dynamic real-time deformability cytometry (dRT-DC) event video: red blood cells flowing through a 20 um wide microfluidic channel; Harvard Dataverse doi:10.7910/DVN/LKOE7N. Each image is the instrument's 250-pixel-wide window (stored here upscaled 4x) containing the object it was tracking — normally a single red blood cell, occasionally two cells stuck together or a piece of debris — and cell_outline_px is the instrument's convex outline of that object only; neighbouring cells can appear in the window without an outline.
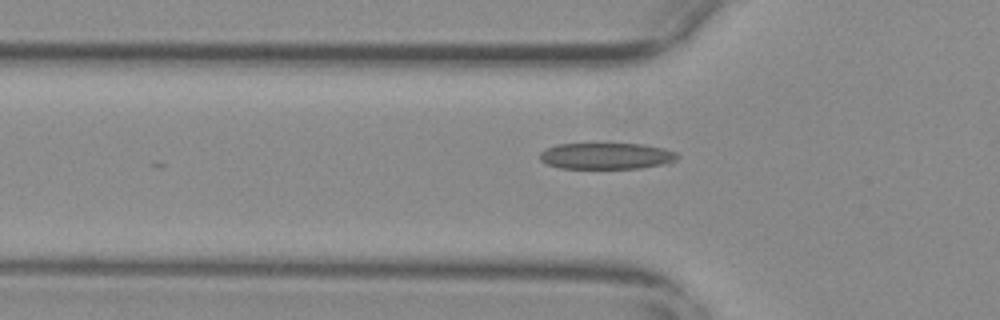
{"species": "common noctule bat (a hibernating species)", "species_latin": "Nyctalus noctula", "temperature_condition": "warm", "stored_images_in_passage": 39, "camera_frame_rate_fps": 3000, "um_per_image_px": 0.085, "animal": {"sex": "female", "body_mass_g": 29.2, "forearm_length_mm": 56.3}, "frame": {"image": 1, "passage_image": 2, "time_ms": 0.333, "image_size_px": [1000, 320], "cell_outline_px": [[680, 156], [672, 164], [640, 168], [560, 168], [548, 164], [540, 160], [540, 152], [544, 148], [556, 144], [644, 144], [664, 148], [676, 152]], "centroid_in_image_um": [51.6, 13.26], "position_along_channel_um": 74.2, "area_um2": 21.39}}
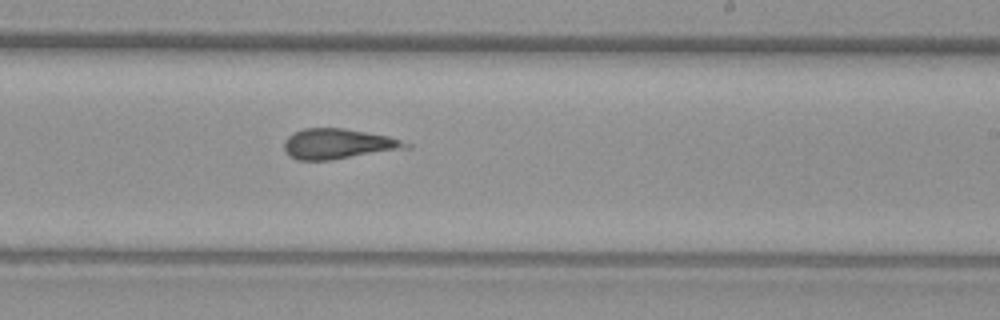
{"frame": {"image": 2, "passage_image": 17, "time_ms": 5.333, "image_size_px": [1000, 320], "cell_outline_px": [[412, 148], [332, 160], [296, 160], [284, 148], [284, 144], [288, 136], [304, 128], [344, 128], [388, 136], [412, 144]], "centroid_in_image_um": [28.81, 12.24], "position_along_channel_um": 260.2, "area_um2": 21.44}}
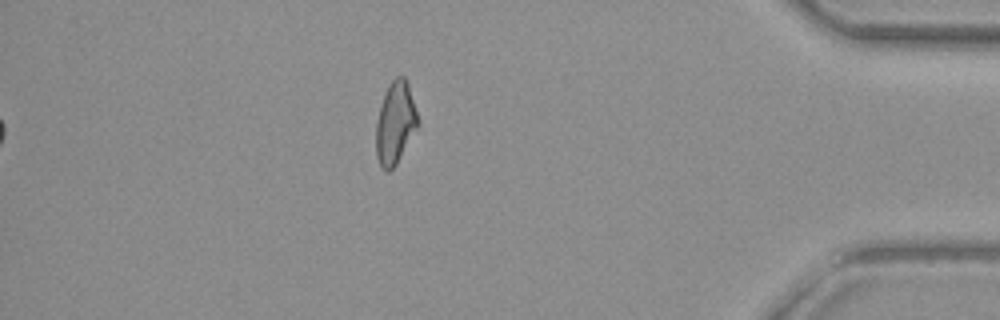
{"frame": {"image": 3, "passage_image": 32, "time_ms": 10.333, "image_size_px": [1000, 320], "cell_outline_px": [[420, 120], [416, 128], [396, 164], [388, 172], [384, 172], [380, 168], [376, 156], [376, 124], [380, 104], [388, 84], [396, 76], [404, 76], [408, 84]], "centroid_in_image_um": [33.58, 10.45], "position_along_channel_um": 401.6, "area_um2": 20.06}, "authors_computed_cell_mechanics": {"area_um2": 21.2704, "velocity_mm_per_s": 3.7077, "shape_relaxation_time_tau1_ms": 11.0846, "shape_relaxation_time_tau2_ms": 3.1113, "deformation_change_tau1": 0.2253, "deformation_change_tau2": 0.1464}}